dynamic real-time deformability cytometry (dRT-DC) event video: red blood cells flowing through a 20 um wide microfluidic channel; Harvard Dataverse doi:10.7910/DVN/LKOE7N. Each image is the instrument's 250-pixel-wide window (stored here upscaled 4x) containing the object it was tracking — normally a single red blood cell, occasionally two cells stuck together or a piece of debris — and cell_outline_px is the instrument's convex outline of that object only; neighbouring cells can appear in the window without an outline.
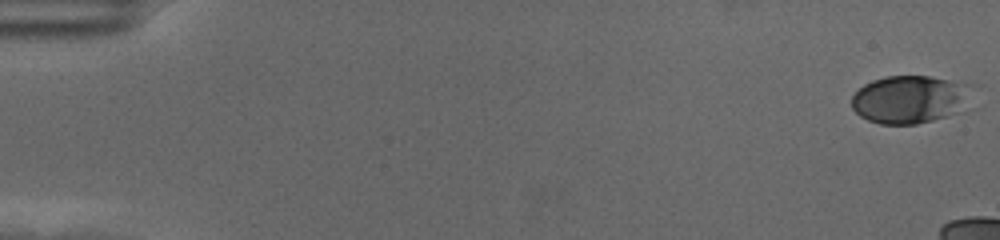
{"species": "human", "species_latin": "Homo sapiens", "temperature_condition": "cold", "stored_images_in_passage": 20, "camera_frame_rate_fps": 3000, "um_per_image_px": 0.085, "donor": {"sex": "female"}, "frame": {"image": 1, "passage_image": 1, "time_ms": 0.0, "image_size_px": [1000, 240], "cell_outline_px": [[972, 84], [956, 112], [948, 116], [916, 124], [880, 124], [868, 120], [860, 116], [852, 108], [852, 96], [864, 84], [872, 80], [884, 76], [928, 76]], "centroid_in_image_um": [77.23, 8.44], "position_along_channel_um": 7.8, "area_um2": 32.89}}
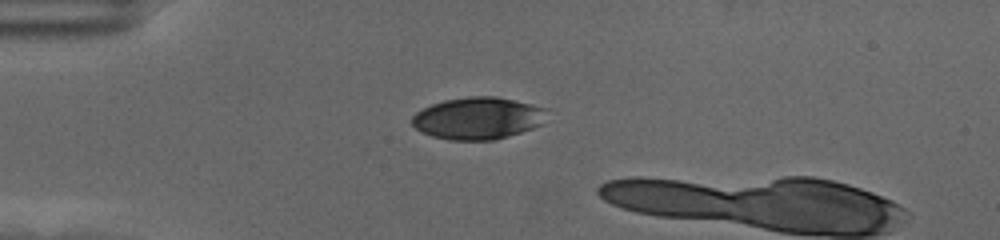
{"frame": {"image": 2, "passage_image": 16, "time_ms": 5.0, "image_size_px": [1000, 240], "cell_outline_px": [[548, 108], [544, 124], [508, 136], [492, 140], [448, 140], [432, 136], [420, 132], [412, 124], [412, 116], [416, 112], [432, 104], [444, 100], [468, 96], [496, 96], [532, 104]], "centroid_in_image_um": [40.64, 10.04], "position_along_channel_um": 44.4, "area_um2": 33.29}}